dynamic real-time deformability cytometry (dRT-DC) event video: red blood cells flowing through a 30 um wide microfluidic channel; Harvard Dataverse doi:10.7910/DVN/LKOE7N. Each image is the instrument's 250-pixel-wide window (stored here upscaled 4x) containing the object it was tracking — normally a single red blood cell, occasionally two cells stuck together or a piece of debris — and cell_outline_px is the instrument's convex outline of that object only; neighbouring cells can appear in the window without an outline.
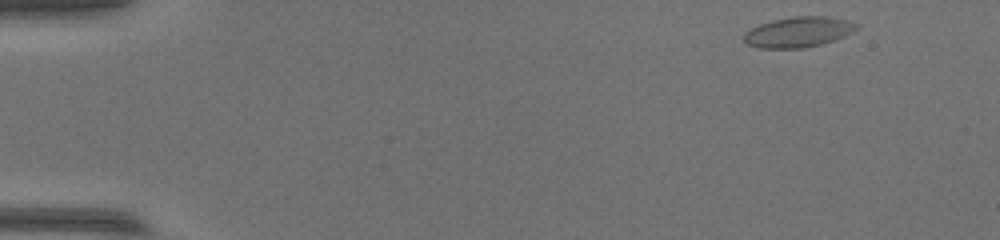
{"species": "common noctule bat (a hibernating species)", "species_latin": "Nyctalus noctula", "temperature_condition": "warm", "stored_images_in_passage": 49, "camera_frame_rate_fps": 3000, "um_per_image_px": 0.085, "animal": {"sex": "female", "body_mass_g": 17.0, "forearm_length_mm": 48.0}, "frame": {"image": 1, "passage_image": 1, "time_ms": 0.0, "image_size_px": [1000, 240], "cell_outline_px": [[860, 24], [852, 32], [836, 40], [804, 48], [760, 48], [748, 44], [744, 40], [744, 32], [760, 24], [772, 20], [792, 16], [824, 16], [844, 20]], "centroid_in_image_um": [67.85, 2.72], "position_along_channel_um": 17.1, "area_um2": 19.83}}
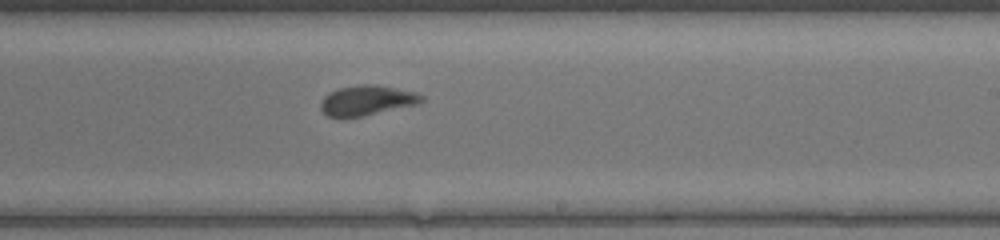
{"frame": {"image": 2, "passage_image": 29, "time_ms": 9.333, "image_size_px": [1000, 240], "cell_outline_px": [[424, 100], [420, 104], [360, 116], [328, 116], [320, 108], [320, 104], [324, 96], [328, 92], [340, 88], [360, 84], [376, 84], [416, 92], [424, 96]], "centroid_in_image_um": [31.23, 8.51], "position_along_channel_um": 257.8, "area_um2": 17.51}}
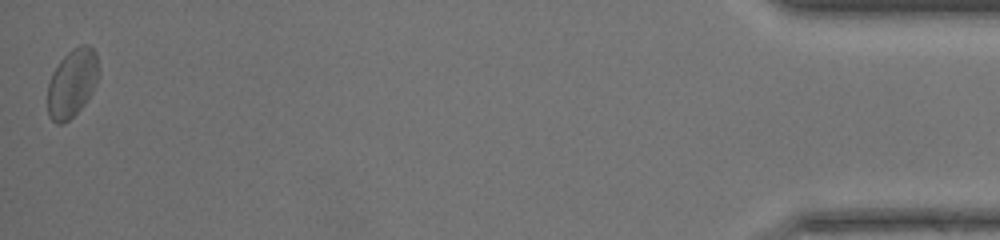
{"frame": {"image": 3, "passage_image": 49, "time_ms": 16.0, "image_size_px": [1000, 240], "cell_outline_px": [[96, 84], [92, 92], [84, 104], [68, 120], [60, 124], [56, 124], [48, 116], [48, 84], [52, 72], [60, 60], [72, 48], [80, 44], [88, 44], [96, 52]], "centroid_in_image_um": [6.09, 7.05], "position_along_channel_um": 429.1, "area_um2": 20.0}}